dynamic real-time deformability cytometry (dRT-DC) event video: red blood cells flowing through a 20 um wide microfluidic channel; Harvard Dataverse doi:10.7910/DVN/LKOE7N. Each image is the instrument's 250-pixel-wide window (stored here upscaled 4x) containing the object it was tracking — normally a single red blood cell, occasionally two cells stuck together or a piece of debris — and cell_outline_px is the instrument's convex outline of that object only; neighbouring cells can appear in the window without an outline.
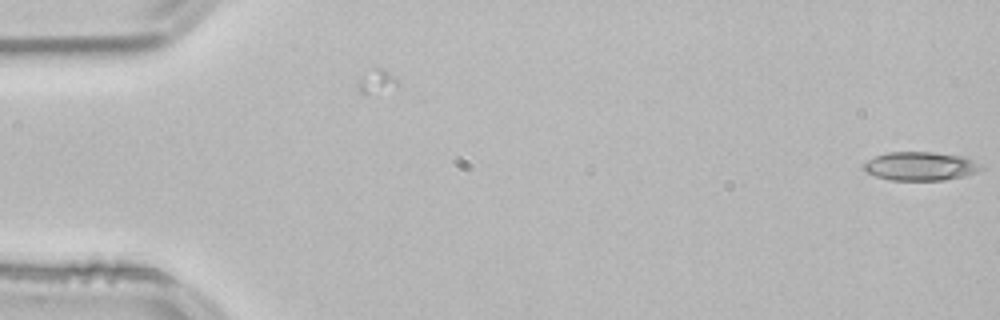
{"species": "common noctule bat (a hibernating species)", "species_latin": "Nyctalus noctula", "temperature_condition": "room temperature", "stored_images_in_passage": 5, "camera_frame_rate_fps": 3000, "um_per_image_px": 0.085, "animal": {"sex": "male", "body_mass_g": 21.5, "forearm_length_mm": 52.0}, "frame": {"image": 1, "passage_image": 5, "time_ms": 1.333, "image_size_px": [1000, 320], "cell_outline_px": [[984, 168], [976, 172], [964, 176], [944, 180], [888, 180], [864, 172], [860, 168], [868, 160], [876, 156], [888, 152], [932, 152], [964, 156], [972, 160]], "centroid_in_image_um": [78.19, 14.13], "position_along_channel_um": 6.8, "area_um2": 19.65}}